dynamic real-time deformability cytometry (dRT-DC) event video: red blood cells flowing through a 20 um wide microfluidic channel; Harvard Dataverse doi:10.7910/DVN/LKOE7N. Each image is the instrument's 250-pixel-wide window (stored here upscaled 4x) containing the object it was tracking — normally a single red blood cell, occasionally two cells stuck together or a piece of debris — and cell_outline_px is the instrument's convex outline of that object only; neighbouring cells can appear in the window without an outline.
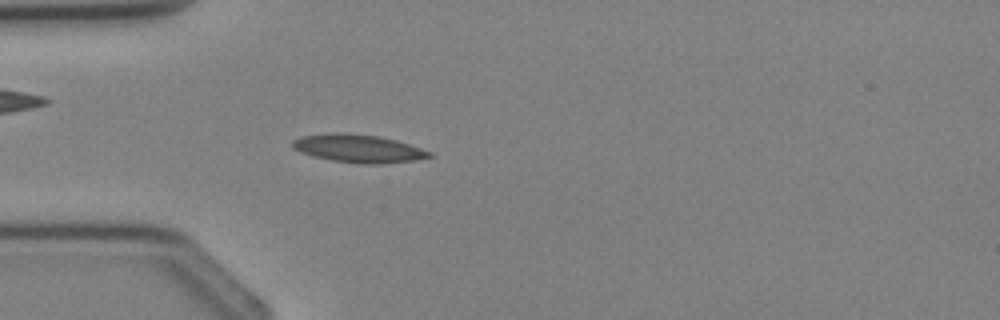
{"species": "Egyptian fruit bat (a non-hibernating species)", "species_latin": "Rousettus aegyptiacus", "temperature_condition": "cold", "stored_images_in_passage": 4, "camera_frame_rate_fps": 3000, "um_per_image_px": 0.085, "animal": {"sex": "female"}, "frame": {"image": 1, "passage_image": 4, "time_ms": 3.333, "image_size_px": [1000, 320], "cell_outline_px": [[432, 156], [416, 160], [376, 164], [364, 164], [332, 160], [316, 156], [292, 148], [292, 140], [300, 136], [328, 132], [344, 132], [380, 136], [396, 140], [432, 152]], "centroid_in_image_um": [30.45, 12.6], "position_along_channel_um": 54.6, "area_um2": 22.25}}